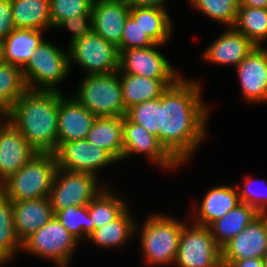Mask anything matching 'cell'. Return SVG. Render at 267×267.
Returning a JSON list of instances; mask_svg holds the SVG:
<instances>
[{
  "instance_id": "27",
  "label": "cell",
  "mask_w": 267,
  "mask_h": 267,
  "mask_svg": "<svg viewBox=\"0 0 267 267\" xmlns=\"http://www.w3.org/2000/svg\"><path fill=\"white\" fill-rule=\"evenodd\" d=\"M15 28L52 29L50 0H11Z\"/></svg>"
},
{
  "instance_id": "38",
  "label": "cell",
  "mask_w": 267,
  "mask_h": 267,
  "mask_svg": "<svg viewBox=\"0 0 267 267\" xmlns=\"http://www.w3.org/2000/svg\"><path fill=\"white\" fill-rule=\"evenodd\" d=\"M248 175L244 178L245 186L242 188L239 185H236L238 190V195L242 203H246L249 206H252L259 214H267V192L264 194L260 191H255L252 185L256 183V179H251ZM267 185V181H262ZM252 187V189H251ZM265 187V186H264Z\"/></svg>"
},
{
  "instance_id": "24",
  "label": "cell",
  "mask_w": 267,
  "mask_h": 267,
  "mask_svg": "<svg viewBox=\"0 0 267 267\" xmlns=\"http://www.w3.org/2000/svg\"><path fill=\"white\" fill-rule=\"evenodd\" d=\"M42 30L15 28L2 40L3 62L23 68L43 41Z\"/></svg>"
},
{
  "instance_id": "28",
  "label": "cell",
  "mask_w": 267,
  "mask_h": 267,
  "mask_svg": "<svg viewBox=\"0 0 267 267\" xmlns=\"http://www.w3.org/2000/svg\"><path fill=\"white\" fill-rule=\"evenodd\" d=\"M137 224L127 207L116 219L106 225L95 229L87 238L95 245L104 248L120 247L125 245L129 238L134 236ZM133 235V236H132Z\"/></svg>"
},
{
  "instance_id": "35",
  "label": "cell",
  "mask_w": 267,
  "mask_h": 267,
  "mask_svg": "<svg viewBox=\"0 0 267 267\" xmlns=\"http://www.w3.org/2000/svg\"><path fill=\"white\" fill-rule=\"evenodd\" d=\"M126 116L134 123L142 125L159 139L161 129V97L134 105L127 110Z\"/></svg>"
},
{
  "instance_id": "2",
  "label": "cell",
  "mask_w": 267,
  "mask_h": 267,
  "mask_svg": "<svg viewBox=\"0 0 267 267\" xmlns=\"http://www.w3.org/2000/svg\"><path fill=\"white\" fill-rule=\"evenodd\" d=\"M62 92L27 90L12 106L8 120L38 153L58 148V111Z\"/></svg>"
},
{
  "instance_id": "34",
  "label": "cell",
  "mask_w": 267,
  "mask_h": 267,
  "mask_svg": "<svg viewBox=\"0 0 267 267\" xmlns=\"http://www.w3.org/2000/svg\"><path fill=\"white\" fill-rule=\"evenodd\" d=\"M191 6L201 11L204 16L219 21L227 27L235 25L239 0H188Z\"/></svg>"
},
{
  "instance_id": "12",
  "label": "cell",
  "mask_w": 267,
  "mask_h": 267,
  "mask_svg": "<svg viewBox=\"0 0 267 267\" xmlns=\"http://www.w3.org/2000/svg\"><path fill=\"white\" fill-rule=\"evenodd\" d=\"M164 45L155 44L119 52V71L151 79H179L182 75L173 69L168 59L157 50Z\"/></svg>"
},
{
  "instance_id": "30",
  "label": "cell",
  "mask_w": 267,
  "mask_h": 267,
  "mask_svg": "<svg viewBox=\"0 0 267 267\" xmlns=\"http://www.w3.org/2000/svg\"><path fill=\"white\" fill-rule=\"evenodd\" d=\"M27 90L22 68L3 62L0 65V114L8 115L13 104Z\"/></svg>"
},
{
  "instance_id": "20",
  "label": "cell",
  "mask_w": 267,
  "mask_h": 267,
  "mask_svg": "<svg viewBox=\"0 0 267 267\" xmlns=\"http://www.w3.org/2000/svg\"><path fill=\"white\" fill-rule=\"evenodd\" d=\"M13 216L17 237L23 243L54 216L50 198L13 201Z\"/></svg>"
},
{
  "instance_id": "44",
  "label": "cell",
  "mask_w": 267,
  "mask_h": 267,
  "mask_svg": "<svg viewBox=\"0 0 267 267\" xmlns=\"http://www.w3.org/2000/svg\"><path fill=\"white\" fill-rule=\"evenodd\" d=\"M8 120L7 115L0 114V127Z\"/></svg>"
},
{
  "instance_id": "9",
  "label": "cell",
  "mask_w": 267,
  "mask_h": 267,
  "mask_svg": "<svg viewBox=\"0 0 267 267\" xmlns=\"http://www.w3.org/2000/svg\"><path fill=\"white\" fill-rule=\"evenodd\" d=\"M97 177L91 173L58 168L49 196L53 213L55 214L69 206L88 205L103 189L98 186Z\"/></svg>"
},
{
  "instance_id": "36",
  "label": "cell",
  "mask_w": 267,
  "mask_h": 267,
  "mask_svg": "<svg viewBox=\"0 0 267 267\" xmlns=\"http://www.w3.org/2000/svg\"><path fill=\"white\" fill-rule=\"evenodd\" d=\"M94 0H50L52 28L64 19L80 15H92Z\"/></svg>"
},
{
  "instance_id": "17",
  "label": "cell",
  "mask_w": 267,
  "mask_h": 267,
  "mask_svg": "<svg viewBox=\"0 0 267 267\" xmlns=\"http://www.w3.org/2000/svg\"><path fill=\"white\" fill-rule=\"evenodd\" d=\"M130 8L125 0H94L91 12L93 32L117 47Z\"/></svg>"
},
{
  "instance_id": "15",
  "label": "cell",
  "mask_w": 267,
  "mask_h": 267,
  "mask_svg": "<svg viewBox=\"0 0 267 267\" xmlns=\"http://www.w3.org/2000/svg\"><path fill=\"white\" fill-rule=\"evenodd\" d=\"M242 96L249 103H267V48L256 46L236 66Z\"/></svg>"
},
{
  "instance_id": "33",
  "label": "cell",
  "mask_w": 267,
  "mask_h": 267,
  "mask_svg": "<svg viewBox=\"0 0 267 267\" xmlns=\"http://www.w3.org/2000/svg\"><path fill=\"white\" fill-rule=\"evenodd\" d=\"M54 216L79 242L83 237L87 239L95 230V225L88 213V205L69 206L58 211Z\"/></svg>"
},
{
  "instance_id": "21",
  "label": "cell",
  "mask_w": 267,
  "mask_h": 267,
  "mask_svg": "<svg viewBox=\"0 0 267 267\" xmlns=\"http://www.w3.org/2000/svg\"><path fill=\"white\" fill-rule=\"evenodd\" d=\"M123 101L128 110L136 104L160 98L178 79H151L118 70Z\"/></svg>"
},
{
  "instance_id": "39",
  "label": "cell",
  "mask_w": 267,
  "mask_h": 267,
  "mask_svg": "<svg viewBox=\"0 0 267 267\" xmlns=\"http://www.w3.org/2000/svg\"><path fill=\"white\" fill-rule=\"evenodd\" d=\"M67 28L71 31V42L90 34L93 31L92 15L73 16L62 20L55 29Z\"/></svg>"
},
{
  "instance_id": "45",
  "label": "cell",
  "mask_w": 267,
  "mask_h": 267,
  "mask_svg": "<svg viewBox=\"0 0 267 267\" xmlns=\"http://www.w3.org/2000/svg\"><path fill=\"white\" fill-rule=\"evenodd\" d=\"M3 63V54H2V46L0 43V65Z\"/></svg>"
},
{
  "instance_id": "26",
  "label": "cell",
  "mask_w": 267,
  "mask_h": 267,
  "mask_svg": "<svg viewBox=\"0 0 267 267\" xmlns=\"http://www.w3.org/2000/svg\"><path fill=\"white\" fill-rule=\"evenodd\" d=\"M129 15L156 44L165 45L169 42L173 24L166 9L149 6L131 7Z\"/></svg>"
},
{
  "instance_id": "41",
  "label": "cell",
  "mask_w": 267,
  "mask_h": 267,
  "mask_svg": "<svg viewBox=\"0 0 267 267\" xmlns=\"http://www.w3.org/2000/svg\"><path fill=\"white\" fill-rule=\"evenodd\" d=\"M130 7H143V6H149V7H161L164 9H167L165 6V2L167 0H125Z\"/></svg>"
},
{
  "instance_id": "3",
  "label": "cell",
  "mask_w": 267,
  "mask_h": 267,
  "mask_svg": "<svg viewBox=\"0 0 267 267\" xmlns=\"http://www.w3.org/2000/svg\"><path fill=\"white\" fill-rule=\"evenodd\" d=\"M57 169L54 153H37L5 180L0 190L12 201L49 197Z\"/></svg>"
},
{
  "instance_id": "6",
  "label": "cell",
  "mask_w": 267,
  "mask_h": 267,
  "mask_svg": "<svg viewBox=\"0 0 267 267\" xmlns=\"http://www.w3.org/2000/svg\"><path fill=\"white\" fill-rule=\"evenodd\" d=\"M73 97L96 117H124L127 113L118 71L86 75Z\"/></svg>"
},
{
  "instance_id": "22",
  "label": "cell",
  "mask_w": 267,
  "mask_h": 267,
  "mask_svg": "<svg viewBox=\"0 0 267 267\" xmlns=\"http://www.w3.org/2000/svg\"><path fill=\"white\" fill-rule=\"evenodd\" d=\"M235 188V189H234ZM241 203L237 187L214 186L203 197L199 210L195 212L194 224L209 227L214 221Z\"/></svg>"
},
{
  "instance_id": "5",
  "label": "cell",
  "mask_w": 267,
  "mask_h": 267,
  "mask_svg": "<svg viewBox=\"0 0 267 267\" xmlns=\"http://www.w3.org/2000/svg\"><path fill=\"white\" fill-rule=\"evenodd\" d=\"M22 71L28 90L61 92L57 86L71 71L69 53L43 40Z\"/></svg>"
},
{
  "instance_id": "31",
  "label": "cell",
  "mask_w": 267,
  "mask_h": 267,
  "mask_svg": "<svg viewBox=\"0 0 267 267\" xmlns=\"http://www.w3.org/2000/svg\"><path fill=\"white\" fill-rule=\"evenodd\" d=\"M233 28L256 46H262L267 40V8L240 6Z\"/></svg>"
},
{
  "instance_id": "42",
  "label": "cell",
  "mask_w": 267,
  "mask_h": 267,
  "mask_svg": "<svg viewBox=\"0 0 267 267\" xmlns=\"http://www.w3.org/2000/svg\"><path fill=\"white\" fill-rule=\"evenodd\" d=\"M226 267H264L260 258H246L229 263Z\"/></svg>"
},
{
  "instance_id": "16",
  "label": "cell",
  "mask_w": 267,
  "mask_h": 267,
  "mask_svg": "<svg viewBox=\"0 0 267 267\" xmlns=\"http://www.w3.org/2000/svg\"><path fill=\"white\" fill-rule=\"evenodd\" d=\"M37 153L22 133L7 120L0 127V185Z\"/></svg>"
},
{
  "instance_id": "10",
  "label": "cell",
  "mask_w": 267,
  "mask_h": 267,
  "mask_svg": "<svg viewBox=\"0 0 267 267\" xmlns=\"http://www.w3.org/2000/svg\"><path fill=\"white\" fill-rule=\"evenodd\" d=\"M174 264L178 267H222L221 248L209 227L193 223L183 227Z\"/></svg>"
},
{
  "instance_id": "18",
  "label": "cell",
  "mask_w": 267,
  "mask_h": 267,
  "mask_svg": "<svg viewBox=\"0 0 267 267\" xmlns=\"http://www.w3.org/2000/svg\"><path fill=\"white\" fill-rule=\"evenodd\" d=\"M96 116L82 106L75 97L59 100L58 111V144L86 139Z\"/></svg>"
},
{
  "instance_id": "11",
  "label": "cell",
  "mask_w": 267,
  "mask_h": 267,
  "mask_svg": "<svg viewBox=\"0 0 267 267\" xmlns=\"http://www.w3.org/2000/svg\"><path fill=\"white\" fill-rule=\"evenodd\" d=\"M58 168L74 172L91 173L117 161L103 148L86 139L58 144L55 151Z\"/></svg>"
},
{
  "instance_id": "14",
  "label": "cell",
  "mask_w": 267,
  "mask_h": 267,
  "mask_svg": "<svg viewBox=\"0 0 267 267\" xmlns=\"http://www.w3.org/2000/svg\"><path fill=\"white\" fill-rule=\"evenodd\" d=\"M266 254L267 214H260L221 248L222 267L246 258L262 259Z\"/></svg>"
},
{
  "instance_id": "1",
  "label": "cell",
  "mask_w": 267,
  "mask_h": 267,
  "mask_svg": "<svg viewBox=\"0 0 267 267\" xmlns=\"http://www.w3.org/2000/svg\"><path fill=\"white\" fill-rule=\"evenodd\" d=\"M197 81L182 76L161 96L159 142L180 164L186 163L205 140L208 106Z\"/></svg>"
},
{
  "instance_id": "8",
  "label": "cell",
  "mask_w": 267,
  "mask_h": 267,
  "mask_svg": "<svg viewBox=\"0 0 267 267\" xmlns=\"http://www.w3.org/2000/svg\"><path fill=\"white\" fill-rule=\"evenodd\" d=\"M69 66L75 62L87 75L110 74L119 70L117 47L93 31L68 46Z\"/></svg>"
},
{
  "instance_id": "32",
  "label": "cell",
  "mask_w": 267,
  "mask_h": 267,
  "mask_svg": "<svg viewBox=\"0 0 267 267\" xmlns=\"http://www.w3.org/2000/svg\"><path fill=\"white\" fill-rule=\"evenodd\" d=\"M127 207L125 200L103 188L88 204V213L97 229L116 219Z\"/></svg>"
},
{
  "instance_id": "13",
  "label": "cell",
  "mask_w": 267,
  "mask_h": 267,
  "mask_svg": "<svg viewBox=\"0 0 267 267\" xmlns=\"http://www.w3.org/2000/svg\"><path fill=\"white\" fill-rule=\"evenodd\" d=\"M123 159L134 154H143L152 163L167 170L179 168L180 164L166 151L159 139L147 131L142 125L123 117Z\"/></svg>"
},
{
  "instance_id": "7",
  "label": "cell",
  "mask_w": 267,
  "mask_h": 267,
  "mask_svg": "<svg viewBox=\"0 0 267 267\" xmlns=\"http://www.w3.org/2000/svg\"><path fill=\"white\" fill-rule=\"evenodd\" d=\"M78 242L53 216L22 243V249L31 255L52 260L58 267H67Z\"/></svg>"
},
{
  "instance_id": "25",
  "label": "cell",
  "mask_w": 267,
  "mask_h": 267,
  "mask_svg": "<svg viewBox=\"0 0 267 267\" xmlns=\"http://www.w3.org/2000/svg\"><path fill=\"white\" fill-rule=\"evenodd\" d=\"M259 215L252 206L242 202L239 203L238 206L209 226L216 244L222 248Z\"/></svg>"
},
{
  "instance_id": "40",
  "label": "cell",
  "mask_w": 267,
  "mask_h": 267,
  "mask_svg": "<svg viewBox=\"0 0 267 267\" xmlns=\"http://www.w3.org/2000/svg\"><path fill=\"white\" fill-rule=\"evenodd\" d=\"M14 29L11 0H0V42Z\"/></svg>"
},
{
  "instance_id": "23",
  "label": "cell",
  "mask_w": 267,
  "mask_h": 267,
  "mask_svg": "<svg viewBox=\"0 0 267 267\" xmlns=\"http://www.w3.org/2000/svg\"><path fill=\"white\" fill-rule=\"evenodd\" d=\"M86 140L105 149L116 161L123 160V117H96Z\"/></svg>"
},
{
  "instance_id": "4",
  "label": "cell",
  "mask_w": 267,
  "mask_h": 267,
  "mask_svg": "<svg viewBox=\"0 0 267 267\" xmlns=\"http://www.w3.org/2000/svg\"><path fill=\"white\" fill-rule=\"evenodd\" d=\"M144 222L140 244L145 262L152 266L174 264L185 223L161 213L148 216Z\"/></svg>"
},
{
  "instance_id": "37",
  "label": "cell",
  "mask_w": 267,
  "mask_h": 267,
  "mask_svg": "<svg viewBox=\"0 0 267 267\" xmlns=\"http://www.w3.org/2000/svg\"><path fill=\"white\" fill-rule=\"evenodd\" d=\"M155 44L144 32L140 24L129 15L123 28L121 42L117 46L118 52L134 48H145Z\"/></svg>"
},
{
  "instance_id": "19",
  "label": "cell",
  "mask_w": 267,
  "mask_h": 267,
  "mask_svg": "<svg viewBox=\"0 0 267 267\" xmlns=\"http://www.w3.org/2000/svg\"><path fill=\"white\" fill-rule=\"evenodd\" d=\"M255 47L256 45L244 34L228 27L206 48L202 58L211 63L236 67Z\"/></svg>"
},
{
  "instance_id": "29",
  "label": "cell",
  "mask_w": 267,
  "mask_h": 267,
  "mask_svg": "<svg viewBox=\"0 0 267 267\" xmlns=\"http://www.w3.org/2000/svg\"><path fill=\"white\" fill-rule=\"evenodd\" d=\"M22 243L17 237L13 216V201L0 190V266L21 251Z\"/></svg>"
},
{
  "instance_id": "46",
  "label": "cell",
  "mask_w": 267,
  "mask_h": 267,
  "mask_svg": "<svg viewBox=\"0 0 267 267\" xmlns=\"http://www.w3.org/2000/svg\"><path fill=\"white\" fill-rule=\"evenodd\" d=\"M263 266L267 267V254L262 258Z\"/></svg>"
},
{
  "instance_id": "43",
  "label": "cell",
  "mask_w": 267,
  "mask_h": 267,
  "mask_svg": "<svg viewBox=\"0 0 267 267\" xmlns=\"http://www.w3.org/2000/svg\"><path fill=\"white\" fill-rule=\"evenodd\" d=\"M240 6L267 8V0H239Z\"/></svg>"
}]
</instances>
